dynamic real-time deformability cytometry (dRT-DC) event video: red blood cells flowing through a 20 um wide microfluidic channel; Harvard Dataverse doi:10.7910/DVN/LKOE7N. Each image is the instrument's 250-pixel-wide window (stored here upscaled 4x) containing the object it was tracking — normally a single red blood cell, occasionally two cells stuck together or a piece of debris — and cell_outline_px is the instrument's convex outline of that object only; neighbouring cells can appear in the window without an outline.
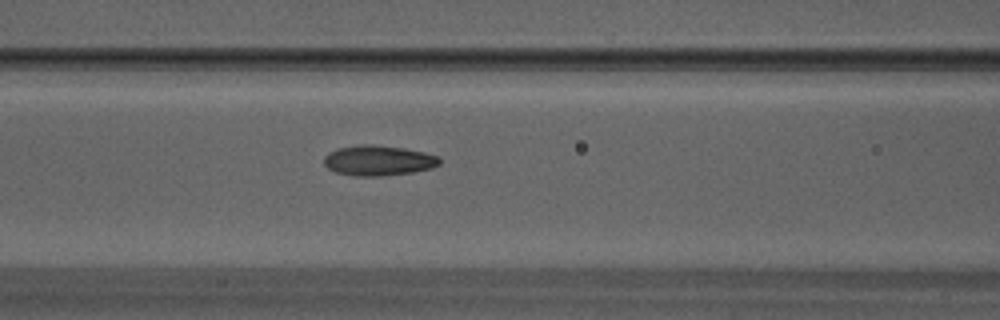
{"species": "Egyptian fruit bat (a non-hibernating species)", "species_latin": "Rousettus aegyptiacus", "temperature_condition": "warm", "stored_images_in_passage": 33, "camera_frame_rate_fps": 3000, "um_per_image_px": 0.085, "animal": {"sex": "male"}, "frame": {"image": 1, "passage_image": 5, "time_ms": 1.333, "image_size_px": [1000, 320], "cell_outline_px": [[440, 164], [432, 168], [412, 172], [380, 176], [352, 176], [336, 172], [328, 168], [324, 164], [324, 156], [328, 152], [336, 148], [360, 144], [372, 144], [404, 148], [424, 152], [436, 156], [440, 160]], "centroid_in_image_um": [32.12, 13.64], "position_along_channel_um": 134.5, "area_um2": 20.46}}
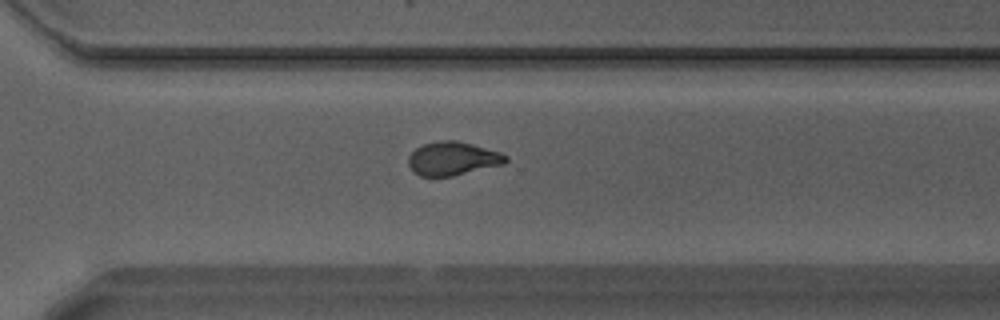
{"frame": {"image": 2, "passage_image": 19, "time_ms": 6.0, "image_size_px": [1000, 320], "cell_outline_px": [[508, 160], [504, 164], [452, 176], [420, 176], [412, 172], [408, 164], [408, 156], [416, 148], [424, 144], [440, 140], [456, 140], [472, 144], [500, 152], [508, 156]], "centroid_in_image_um": [38.47, 13.48], "position_along_channel_um": 332.1, "area_um2": 19.07}}
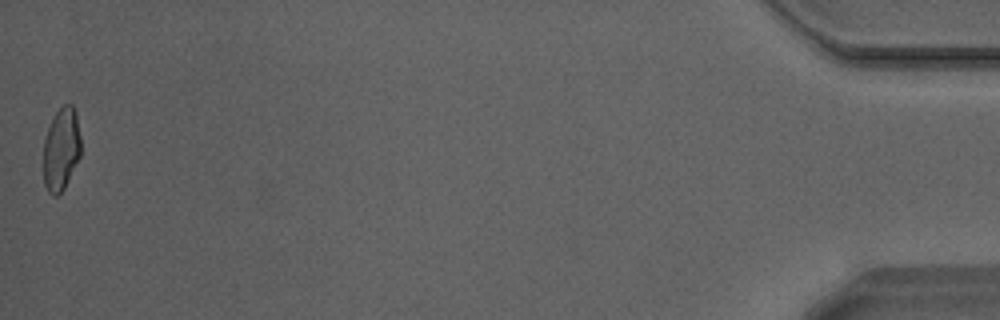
{"frame": {"image": 3, "passage_image": 33, "time_ms": 10.667, "image_size_px": [1000, 320], "cell_outline_px": [[80, 156], [64, 188], [56, 196], [52, 196], [48, 192], [44, 184], [44, 140], [48, 128], [56, 112], [64, 104], [72, 104], [76, 112], [80, 136]], "centroid_in_image_um": [5.2, 12.68], "position_along_channel_um": 430.0, "area_um2": 17.92}}